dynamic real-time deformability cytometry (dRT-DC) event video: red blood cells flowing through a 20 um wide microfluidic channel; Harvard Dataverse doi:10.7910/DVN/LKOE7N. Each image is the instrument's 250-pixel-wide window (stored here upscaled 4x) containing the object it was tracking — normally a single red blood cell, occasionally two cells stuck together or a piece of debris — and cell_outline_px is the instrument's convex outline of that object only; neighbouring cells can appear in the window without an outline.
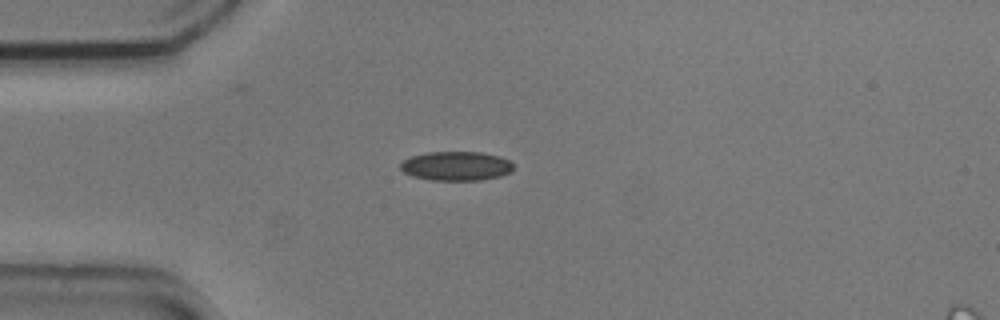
{"species": "common noctule bat (a hibernating species)", "species_latin": "Nyctalus noctula", "temperature_condition": "cold", "stored_images_in_passage": 1, "camera_frame_rate_fps": 3000, "um_per_image_px": 0.085, "animal": {"sex": "male", "body_mass_g": 20.5, "forearm_length_mm": 52.5}, "frame": {"image": 1, "passage_image": 1, "time_ms": 0.0, "image_size_px": [1000, 320], "cell_outline_px": [[512, 172], [500, 176], [480, 180], [432, 180], [412, 176], [404, 172], [400, 168], [400, 160], [412, 156], [428, 152], [480, 152], [500, 156], [508, 160], [512, 164]], "centroid_in_image_um": [38.75, 14.11], "position_along_channel_um": 46.2, "area_um2": 19.25}}